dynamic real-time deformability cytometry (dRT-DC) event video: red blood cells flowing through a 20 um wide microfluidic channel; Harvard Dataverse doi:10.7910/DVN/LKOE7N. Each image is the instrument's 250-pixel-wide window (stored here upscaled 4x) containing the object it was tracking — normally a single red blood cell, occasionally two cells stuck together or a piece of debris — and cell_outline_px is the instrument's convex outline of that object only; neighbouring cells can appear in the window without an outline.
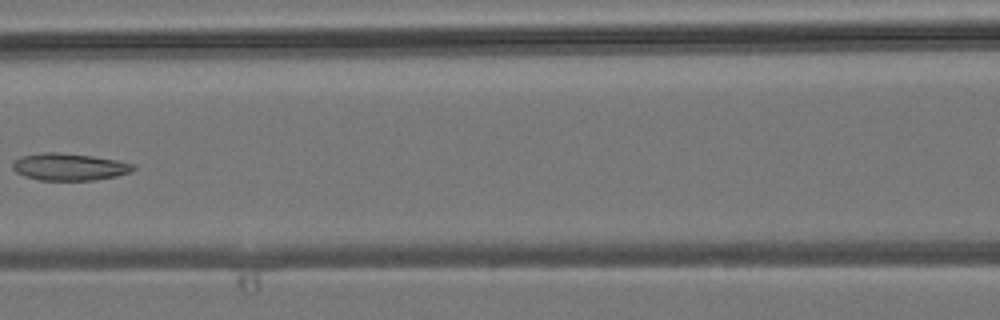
{"species": "common noctule bat (a hibernating species)", "species_latin": "Nyctalus noctula", "temperature_condition": "room temperature", "stored_images_in_passage": 7, "camera_frame_rate_fps": 3000, "um_per_image_px": 0.085, "animal": {"sex": "male", "body_mass_g": 19.2, "forearm_length_mm": 51.8}, "frame": {"image": 1, "passage_image": 7, "time_ms": 7.0, "image_size_px": [1000, 320], "cell_outline_px": [[136, 168], [128, 172], [116, 176], [92, 180], [40, 180], [24, 176], [16, 172], [12, 168], [12, 164], [20, 156], [44, 152], [56, 152], [92, 156], [116, 160], [136, 164]], "centroid_in_image_um": [5.87, 14.18], "position_along_channel_um": 160.7, "area_um2": 18.96}}